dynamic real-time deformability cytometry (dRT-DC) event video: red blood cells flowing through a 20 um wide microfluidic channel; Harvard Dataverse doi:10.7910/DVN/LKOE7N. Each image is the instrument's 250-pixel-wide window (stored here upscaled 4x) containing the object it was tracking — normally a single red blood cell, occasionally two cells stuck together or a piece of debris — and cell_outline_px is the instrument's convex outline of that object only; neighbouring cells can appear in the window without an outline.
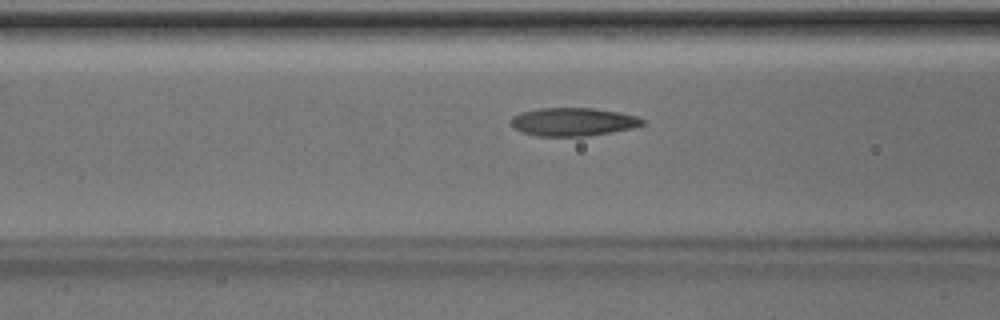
{"species": "Egyptian fruit bat (a non-hibernating species)", "species_latin": "Rousettus aegyptiacus", "temperature_condition": "room temperature", "stored_images_in_passage": 43, "camera_frame_rate_fps": 3000, "um_per_image_px": 0.085, "animal": {"sex": "male"}, "frame": {"image": 1, "passage_image": 14, "time_ms": 4.333, "image_size_px": [1000, 320], "cell_outline_px": [[644, 124], [632, 128], [612, 132], [588, 136], [540, 136], [520, 132], [512, 128], [512, 116], [520, 112], [540, 108], [592, 108], [620, 112], [636, 116], [644, 120]], "centroid_in_image_um": [48.69, 10.36], "position_along_channel_um": 117.9, "area_um2": 21.68}}
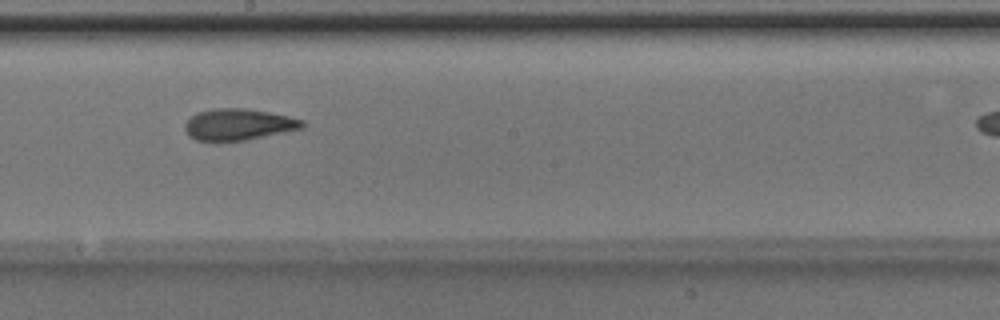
{"frame": {"image": 2, "passage_image": 22, "time_ms": 7.0, "image_size_px": [1000, 320], "cell_outline_px": [[304, 128], [244, 140], [216, 144], [196, 140], [188, 136], [184, 128], [184, 124], [196, 112], [216, 108], [244, 108], [268, 112], [288, 116], [304, 120]], "centroid_in_image_um": [20.2, 10.61], "position_along_channel_um": 228.0, "area_um2": 21.96}}
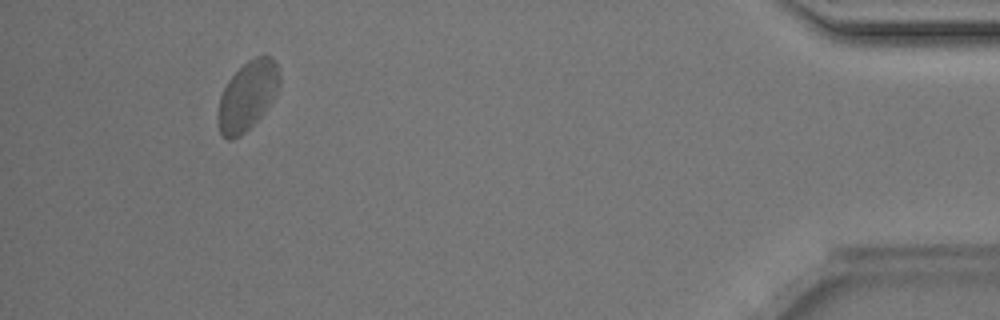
{"frame": {"image": 3, "passage_image": 40, "time_ms": 13.0, "image_size_px": [1000, 320], "cell_outline_px": [[280, 84], [268, 108], [240, 136], [232, 140], [228, 140], [220, 132], [216, 120], [216, 116], [220, 96], [228, 80], [248, 60], [256, 56], [268, 56], [276, 64], [280, 76]], "centroid_in_image_um": [21.0, 8.16], "position_along_channel_um": 414.2, "area_um2": 24.57}, "authors_computed_cell_mechanics": {"area_um2": 22.0796, "velocity_mm_per_s": 4.1344, "shape_relaxation_time_tau1_ms": 5.4347, "shape_relaxation_time_tau2_ms": 2.2682, "deformation_change_tau1": 0.1513, "deformation_change_tau2": 0.0923}}